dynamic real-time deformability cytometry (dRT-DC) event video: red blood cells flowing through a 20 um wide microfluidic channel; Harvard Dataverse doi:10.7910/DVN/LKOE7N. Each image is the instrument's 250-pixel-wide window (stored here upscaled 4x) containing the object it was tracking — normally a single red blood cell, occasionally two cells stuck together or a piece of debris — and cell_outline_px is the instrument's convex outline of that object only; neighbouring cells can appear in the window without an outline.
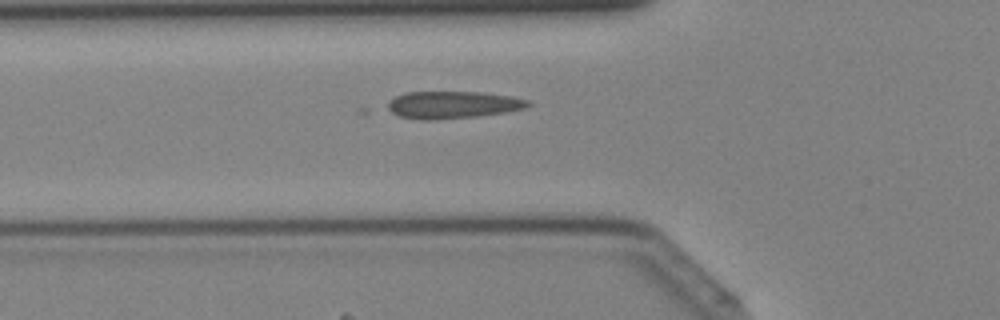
{"species": "Egyptian fruit bat (a non-hibernating species)", "species_latin": "Rousettus aegyptiacus", "temperature_condition": "cold", "stored_images_in_passage": 26, "camera_frame_rate_fps": 3000, "um_per_image_px": 0.085, "animal": {"sex": "female"}, "frame": {"image": 1, "passage_image": 7, "time_ms": 2.0, "image_size_px": [1000, 320], "cell_outline_px": [[532, 104], [528, 108], [504, 112], [476, 116], [432, 120], [420, 120], [400, 116], [384, 108], [388, 100], [404, 92], [480, 92], [508, 96], [528, 100]], "centroid_in_image_um": [38.43, 8.91], "position_along_channel_um": 87.4, "area_um2": 22.37}}
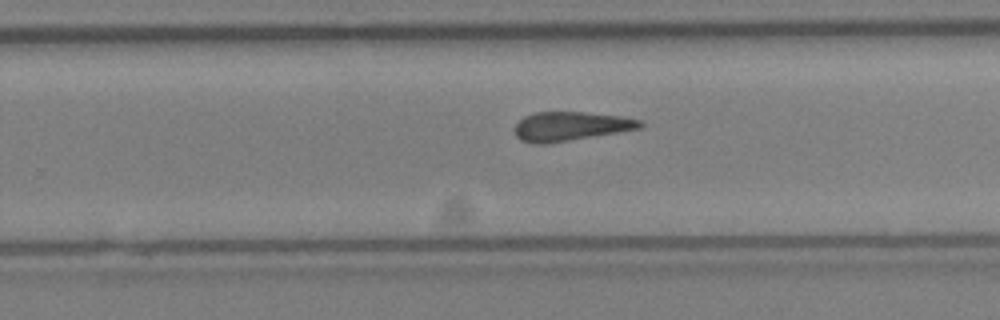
{"frame": {"image": 2, "passage_image": 19, "time_ms": 6.0, "image_size_px": [1000, 320], "cell_outline_px": [[644, 124], [640, 128], [544, 144], [536, 144], [520, 140], [516, 136], [516, 124], [524, 116], [536, 112], [584, 112], [624, 116], [640, 120]], "centroid_in_image_um": [48.49, 10.72], "position_along_channel_um": 281.3, "area_um2": 20.92}}
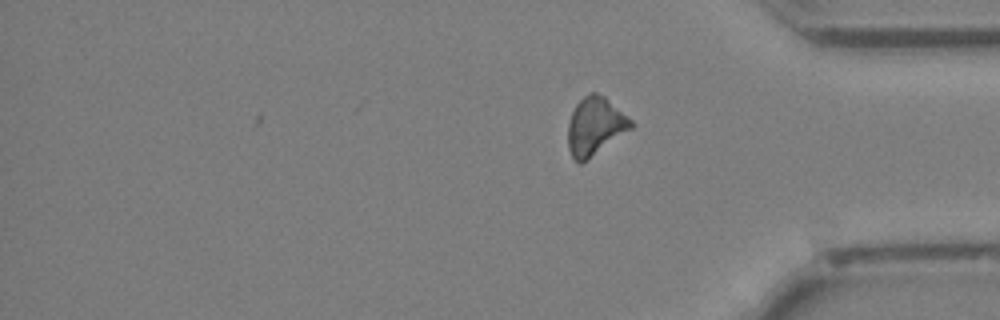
{"frame": {"image": 3, "passage_image": 26, "time_ms": 8.333, "image_size_px": [1000, 320], "cell_outline_px": [[632, 128], [588, 160], [580, 164], [572, 156], [568, 148], [568, 124], [572, 112], [576, 104], [588, 92], [596, 92], [604, 96], [632, 120]], "centroid_in_image_um": [50.57, 10.73], "position_along_channel_um": 384.6, "area_um2": 21.15}}